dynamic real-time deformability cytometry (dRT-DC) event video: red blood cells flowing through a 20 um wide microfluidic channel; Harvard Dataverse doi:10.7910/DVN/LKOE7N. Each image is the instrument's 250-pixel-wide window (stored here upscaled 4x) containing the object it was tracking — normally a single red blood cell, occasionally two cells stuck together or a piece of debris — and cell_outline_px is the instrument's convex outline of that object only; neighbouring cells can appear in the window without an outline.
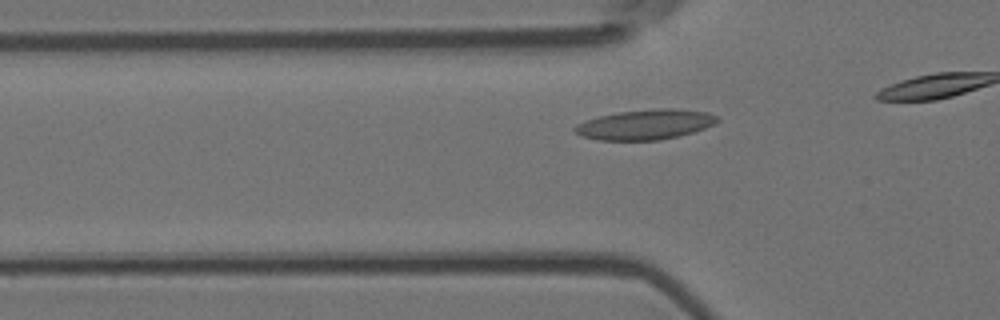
{"species": "Egyptian fruit bat (a non-hibernating species)", "species_latin": "Rousettus aegyptiacus", "temperature_condition": "room temperature", "stored_images_in_passage": 16, "camera_frame_rate_fps": 3000, "um_per_image_px": 0.085, "animal": {"sex": "female"}, "frame": {"image": 1, "passage_image": 10, "time_ms": 3.0, "image_size_px": [1000, 320], "cell_outline_px": [[720, 120], [716, 124], [680, 136], [660, 140], [600, 140], [580, 136], [572, 128], [576, 124], [600, 116], [620, 112], [656, 108], [672, 108], [708, 112], [720, 116]], "centroid_in_image_um": [54.9, 10.58], "position_along_channel_um": 70.9, "area_um2": 25.03}}
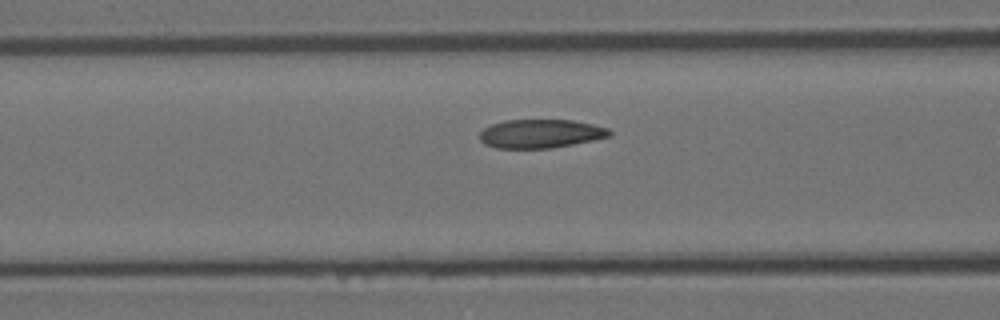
{"frame": {"image": 2, "passage_image": 14, "time_ms": 4.333, "image_size_px": [1000, 320], "cell_outline_px": [[612, 136], [552, 148], [496, 148], [484, 144], [480, 140], [480, 132], [484, 128], [492, 124], [504, 120], [572, 120], [592, 124], [608, 128], [612, 132]], "centroid_in_image_um": [45.94, 11.36], "position_along_channel_um": 120.7, "area_um2": 21.68}}